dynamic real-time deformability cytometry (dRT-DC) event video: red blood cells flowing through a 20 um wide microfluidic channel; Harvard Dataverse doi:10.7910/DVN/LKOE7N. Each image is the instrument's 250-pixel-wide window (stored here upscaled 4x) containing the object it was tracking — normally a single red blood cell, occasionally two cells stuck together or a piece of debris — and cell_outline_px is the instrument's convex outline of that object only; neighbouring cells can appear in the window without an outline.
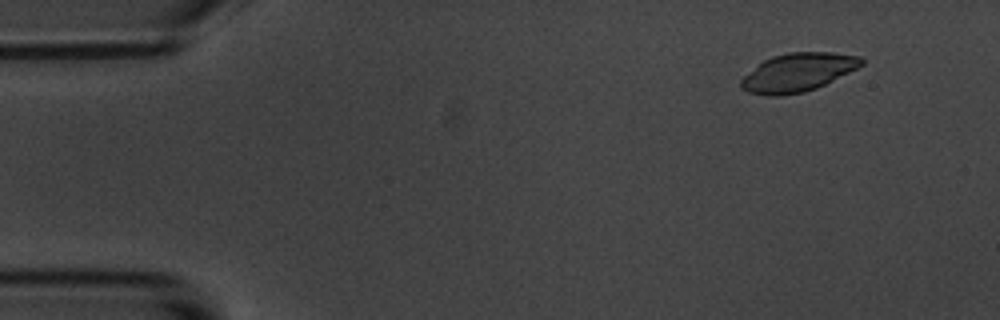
{"species": "common noctule bat (a hibernating species)", "species_latin": "Nyctalus noctula", "temperature_condition": "room temperature", "stored_images_in_passage": 57, "camera_frame_rate_fps": 3000, "um_per_image_px": 0.085, "animal": {"sex": "male", "body_mass_g": 20.1, "forearm_length_mm": 53.5}, "frame": {"image": 1, "passage_image": 6, "time_ms": 1.667, "image_size_px": [1000, 320], "cell_outline_px": [[864, 64], [816, 88], [804, 92], [780, 96], [768, 96], [748, 92], [740, 88], [740, 80], [744, 76], [764, 60], [772, 56], [788, 52], [832, 52], [860, 56], [864, 60]], "centroid_in_image_um": [67.8, 6.15], "position_along_channel_um": 17.2, "area_um2": 26.76}}
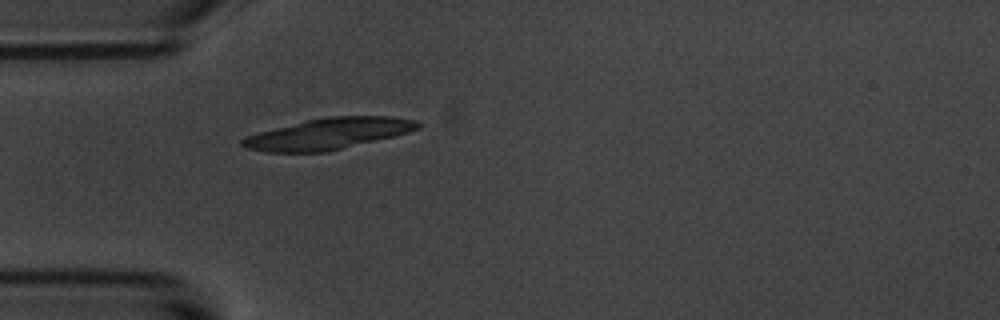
{"frame": {"image": 2, "passage_image": 17, "time_ms": 5.333, "image_size_px": [1000, 320], "cell_outline_px": [[424, 124], [420, 128], [408, 132], [392, 136], [324, 152], [268, 152], [244, 148], [240, 144], [240, 140], [248, 136], [260, 132], [308, 120], [328, 116], [392, 116], [416, 120]], "centroid_in_image_um": [27.94, 11.36], "position_along_channel_um": 57.1, "area_um2": 31.39}}